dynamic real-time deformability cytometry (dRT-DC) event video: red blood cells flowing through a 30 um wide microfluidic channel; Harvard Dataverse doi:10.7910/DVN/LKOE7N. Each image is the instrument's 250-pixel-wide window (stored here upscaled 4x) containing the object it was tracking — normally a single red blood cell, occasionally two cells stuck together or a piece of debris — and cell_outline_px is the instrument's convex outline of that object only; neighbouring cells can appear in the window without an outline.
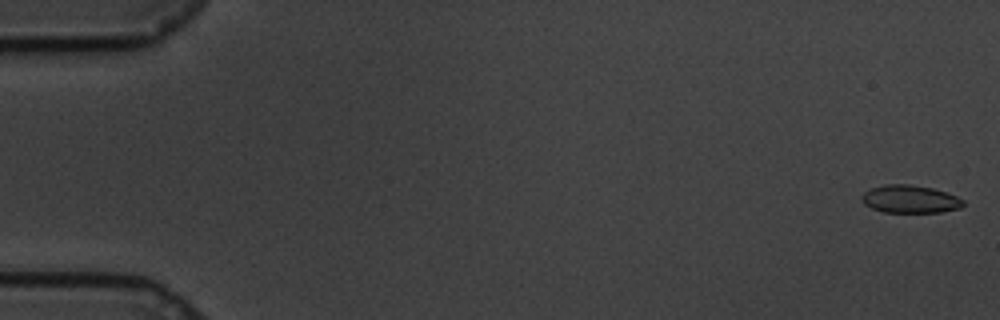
{"species": "common noctule bat (a hibernating species)", "species_latin": "Nyctalus noctula", "temperature_condition": "cold", "stored_images_in_passage": 60, "camera_frame_rate_fps": 3000, "um_per_image_px": 0.085, "animal": {"sex": "male", "body_mass_g": 19.5, "forearm_length_mm": 54.6}, "frame": {"image": 1, "passage_image": 1, "time_ms": 0.0, "image_size_px": [1000, 320], "cell_outline_px": [[964, 204], [960, 208], [940, 212], [884, 212], [872, 208], [864, 204], [860, 200], [860, 196], [864, 192], [872, 188], [884, 184], [908, 184], [932, 188], [956, 196], [964, 200]], "centroid_in_image_um": [77.32, 16.92], "position_along_channel_um": 7.7, "area_um2": 16.42}}
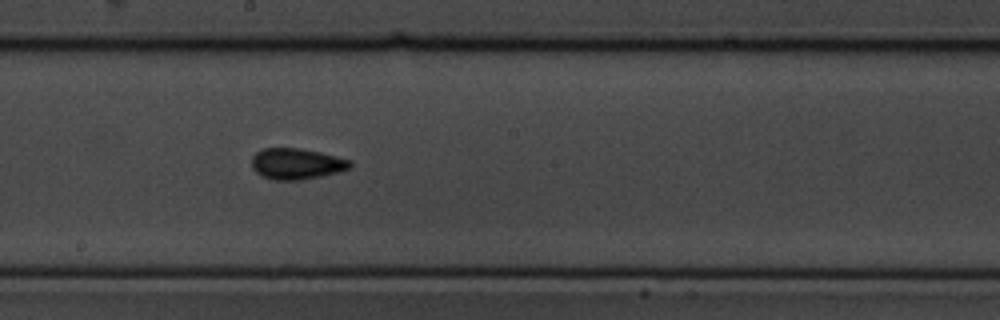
{"frame": {"image": 2, "passage_image": 33, "time_ms": 10.667, "image_size_px": [1000, 320], "cell_outline_px": [[352, 164], [348, 168], [336, 172], [320, 176], [300, 180], [272, 180], [260, 176], [252, 168], [252, 156], [256, 152], [264, 148], [300, 148], [320, 152], [352, 160]], "centroid_in_image_um": [25.16, 13.92], "position_along_channel_um": 223.0, "area_um2": 17.8}}
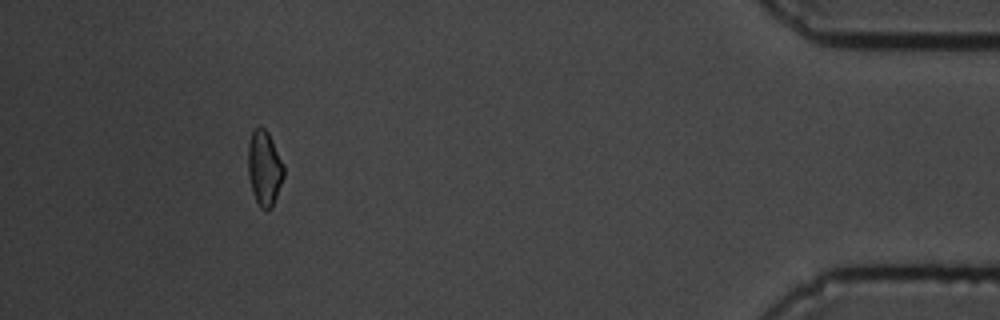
{"frame": {"image": 3, "passage_image": 55, "time_ms": 18.0, "image_size_px": [1000, 320], "cell_outline_px": [[284, 176], [272, 208], [268, 212], [260, 208], [252, 192], [248, 176], [248, 144], [252, 132], [260, 124], [268, 132], [284, 164]], "centroid_in_image_um": [22.47, 14.31], "position_along_channel_um": 412.7, "area_um2": 15.84}, "authors_computed_cell_mechanics": {"area_um2": 16.4152, "velocity_mm_per_s": 3.3775, "shape_relaxation_time_tau1_ms": 3.4049, "shape_relaxation_time_tau2_ms": 6.1769, "deformation_change_tau1": 0.0986, "deformation_change_tau2": 0.1104}}